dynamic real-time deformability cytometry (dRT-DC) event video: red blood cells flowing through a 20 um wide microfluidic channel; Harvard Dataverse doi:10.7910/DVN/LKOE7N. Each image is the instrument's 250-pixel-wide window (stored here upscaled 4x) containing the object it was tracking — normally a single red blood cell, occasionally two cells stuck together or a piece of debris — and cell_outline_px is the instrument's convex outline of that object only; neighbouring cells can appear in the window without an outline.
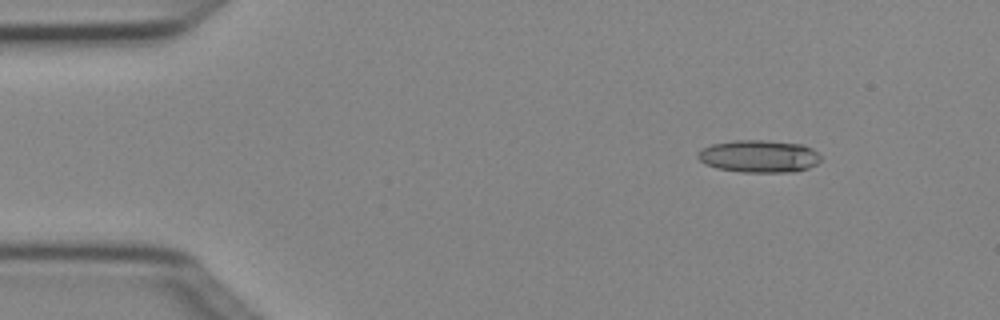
{"species": "Egyptian fruit bat (a non-hibernating species)", "species_latin": "Rousettus aegyptiacus", "temperature_condition": "cold", "stored_images_in_passage": 3, "camera_frame_rate_fps": 3000, "um_per_image_px": 0.085, "animal": {"sex": "female"}, "frame": {"image": 1, "passage_image": 1, "time_ms": 0.0, "image_size_px": [1000, 320], "cell_outline_px": [[820, 160], [816, 164], [808, 168], [792, 172], [744, 172], [716, 168], [704, 164], [696, 156], [696, 152], [712, 144], [736, 140], [764, 140], [804, 144], [812, 148], [820, 156]], "centroid_in_image_um": [64.5, 13.28], "position_along_channel_um": 20.5, "area_um2": 23.29}}